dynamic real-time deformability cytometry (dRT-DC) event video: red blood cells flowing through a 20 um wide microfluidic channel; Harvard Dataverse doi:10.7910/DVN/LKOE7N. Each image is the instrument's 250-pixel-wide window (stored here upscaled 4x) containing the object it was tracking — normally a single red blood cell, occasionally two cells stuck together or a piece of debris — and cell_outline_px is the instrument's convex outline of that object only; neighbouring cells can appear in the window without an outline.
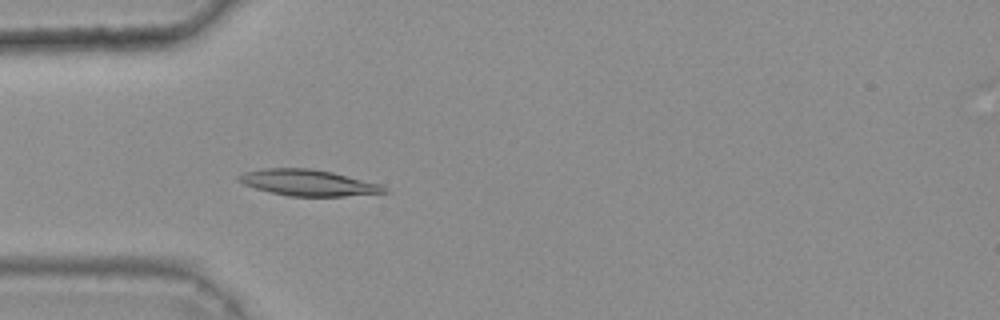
{"species": "common noctule bat (a hibernating species)", "species_latin": "Nyctalus noctula", "temperature_condition": "warm", "stored_images_in_passage": 43, "camera_frame_rate_fps": 3000, "um_per_image_px": 0.085, "animal": {"sex": "female", "body_mass_g": 25.1}, "frame": {"image": 1, "passage_image": 14, "time_ms": 4.333, "image_size_px": [1000, 320], "cell_outline_px": [[388, 192], [344, 196], [288, 196], [256, 188], [244, 184], [236, 180], [236, 176], [244, 172], [264, 168], [308, 168], [332, 172], [380, 184], [388, 188]], "centroid_in_image_um": [26.17, 15.52], "position_along_channel_um": 58.8, "area_um2": 22.02}}
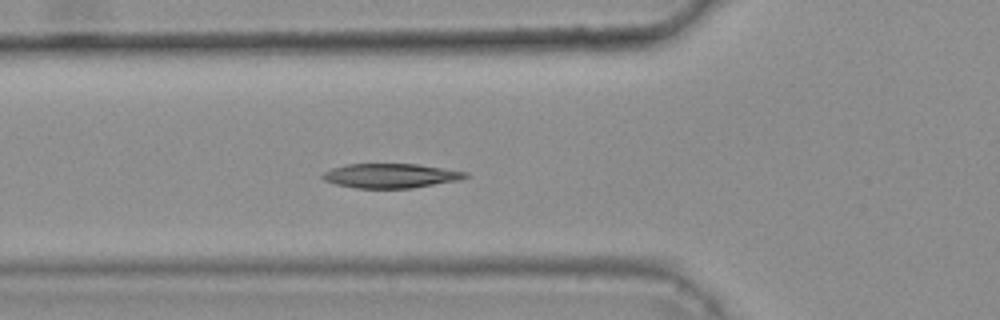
{"frame": {"image": 2, "passage_image": 17, "time_ms": 5.333, "image_size_px": [1000, 320], "cell_outline_px": [[468, 176], [460, 180], [412, 188], [356, 188], [336, 184], [324, 180], [320, 176], [324, 172], [332, 168], [348, 164], [416, 164], [468, 172]], "centroid_in_image_um": [33.2, 14.94], "position_along_channel_um": 92.6, "area_um2": 20.23}}
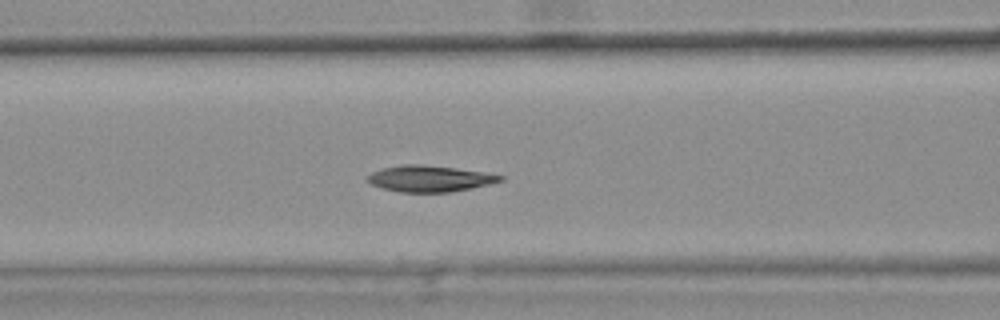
{"frame": {"image": 3, "passage_image": 20, "time_ms": 6.333, "image_size_px": [1000, 320], "cell_outline_px": [[504, 180], [488, 184], [452, 192], [400, 192], [380, 188], [364, 180], [372, 172], [384, 168], [404, 164], [416, 164], [456, 168], [484, 172], [504, 176]], "centroid_in_image_um": [36.49, 15.19], "position_along_channel_um": 130.1, "area_um2": 20.17}, "authors_computed_cell_mechanics": {"area_um2": 20.808, "velocity_mm_per_s": 3.7177, "shape_relaxation_time_tau1_ms": 7.5832, "shape_relaxation_time_tau2_ms": 3.0198, "deformation_change_tau1": 0.1758, "deformation_change_tau2": 0.0653}}